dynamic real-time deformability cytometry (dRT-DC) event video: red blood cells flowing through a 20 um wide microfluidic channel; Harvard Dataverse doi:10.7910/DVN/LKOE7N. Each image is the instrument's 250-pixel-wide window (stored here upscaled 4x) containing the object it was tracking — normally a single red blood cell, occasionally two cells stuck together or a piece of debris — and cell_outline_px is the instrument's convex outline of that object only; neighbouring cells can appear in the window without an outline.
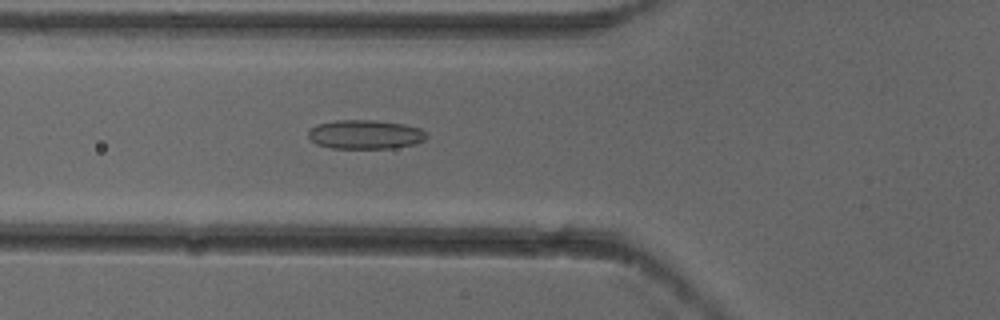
{"species": "common noctule bat (a hibernating species)", "species_latin": "Nyctalus noctula", "temperature_condition": "cold", "stored_images_in_passage": 5, "camera_frame_rate_fps": 3000, "um_per_image_px": 0.085, "animal": {"sex": "female"}, "frame": {"image": 1, "passage_image": 5, "time_ms": 1.333, "image_size_px": [1000, 320], "cell_outline_px": [[428, 136], [424, 140], [416, 144], [392, 148], [332, 148], [316, 144], [308, 136], [308, 132], [316, 124], [336, 120], [376, 120], [404, 124], [420, 128]], "centroid_in_image_um": [31.05, 11.42], "position_along_channel_um": 94.7, "area_um2": 20.06}}